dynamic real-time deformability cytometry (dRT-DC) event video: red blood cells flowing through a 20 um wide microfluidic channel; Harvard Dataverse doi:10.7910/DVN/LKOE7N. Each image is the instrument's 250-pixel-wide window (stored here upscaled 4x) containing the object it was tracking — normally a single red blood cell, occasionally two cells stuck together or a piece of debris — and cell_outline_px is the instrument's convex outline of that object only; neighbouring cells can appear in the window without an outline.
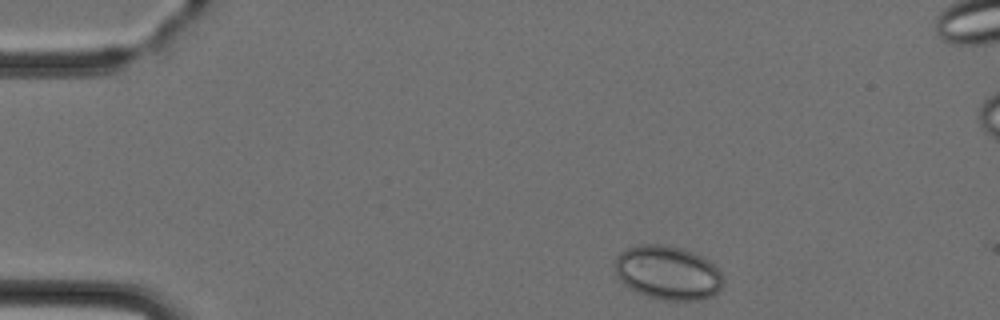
{"species": "Egyptian fruit bat (a non-hibernating species)", "species_latin": "Rousettus aegyptiacus", "temperature_condition": "cold", "stored_images_in_passage": 5, "camera_frame_rate_fps": 3000, "um_per_image_px": 0.085, "animal": {"sex": "female"}, "frame": {"image": 1, "passage_image": 5, "time_ms": 5.667, "image_size_px": [1000, 320], "cell_outline_px": [[724, 280], [720, 288], [712, 296], [700, 300], [664, 300], [648, 296], [624, 284], [616, 276], [616, 256], [620, 252], [628, 248], [640, 244], [664, 244], [680, 248], [692, 252], [708, 260], [720, 272]], "centroid_in_image_um": [56.76, 23.17], "position_along_channel_um": 28.2, "area_um2": 33.7}}